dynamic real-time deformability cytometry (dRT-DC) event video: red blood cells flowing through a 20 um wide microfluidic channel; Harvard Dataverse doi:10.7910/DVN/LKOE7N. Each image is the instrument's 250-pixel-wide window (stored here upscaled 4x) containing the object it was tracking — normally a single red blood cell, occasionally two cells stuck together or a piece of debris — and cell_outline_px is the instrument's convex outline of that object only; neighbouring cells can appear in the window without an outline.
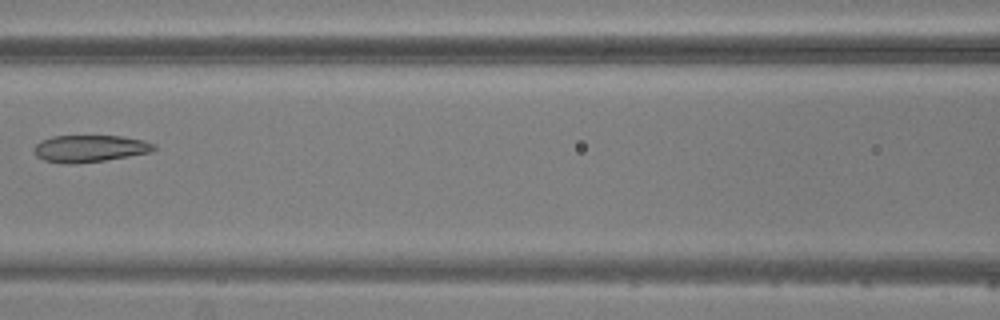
{"species": "common noctule bat (a hibernating species)", "species_latin": "Nyctalus noctula", "temperature_condition": "warm", "stored_images_in_passage": 6, "camera_frame_rate_fps": 3000, "um_per_image_px": 0.085, "animal": {"sex": "male", "body_mass_g": 20.5, "forearm_length_mm": 52.5}, "frame": {"image": 1, "passage_image": 6, "time_ms": 6.667, "image_size_px": [1000, 320], "cell_outline_px": [[156, 148], [152, 152], [104, 160], [72, 164], [68, 164], [44, 160], [36, 156], [32, 152], [32, 148], [40, 140], [52, 136], [120, 136], [144, 140], [156, 144]], "centroid_in_image_um": [7.6, 12.62], "position_along_channel_um": 159.0, "area_um2": 18.96}}